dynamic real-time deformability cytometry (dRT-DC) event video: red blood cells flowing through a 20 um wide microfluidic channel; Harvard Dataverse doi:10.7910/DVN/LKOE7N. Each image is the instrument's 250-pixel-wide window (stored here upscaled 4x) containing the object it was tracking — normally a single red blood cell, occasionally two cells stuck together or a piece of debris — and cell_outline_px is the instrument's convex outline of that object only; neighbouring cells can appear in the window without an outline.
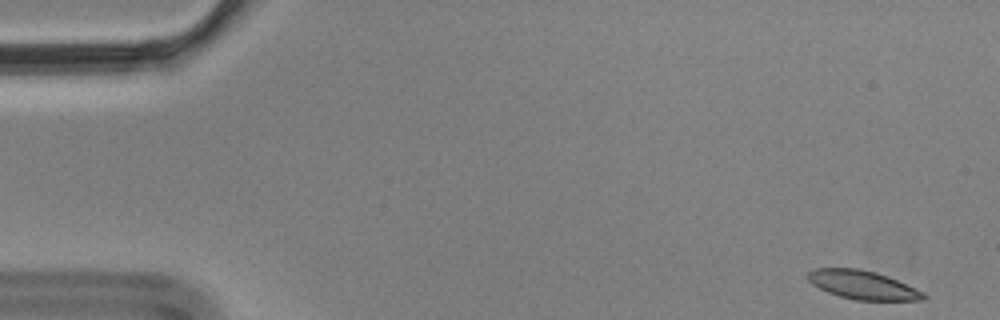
{"species": "Egyptian fruit bat (a non-hibernating species)", "species_latin": "Rousettus aegyptiacus", "temperature_condition": "cold", "stored_images_in_passage": 5, "camera_frame_rate_fps": 3000, "um_per_image_px": 0.085, "animal": {"sex": "male"}, "frame": {"image": 1, "passage_image": 1, "time_ms": 0.0, "image_size_px": [1000, 320], "cell_outline_px": [[928, 296], [924, 300], [856, 300], [840, 296], [828, 292], [812, 284], [808, 280], [808, 272], [816, 268], [860, 268], [876, 272], [888, 276], [916, 288], [924, 292]], "centroid_in_image_um": [73.36, 24.21], "position_along_channel_um": 11.6, "area_um2": 19.31}}
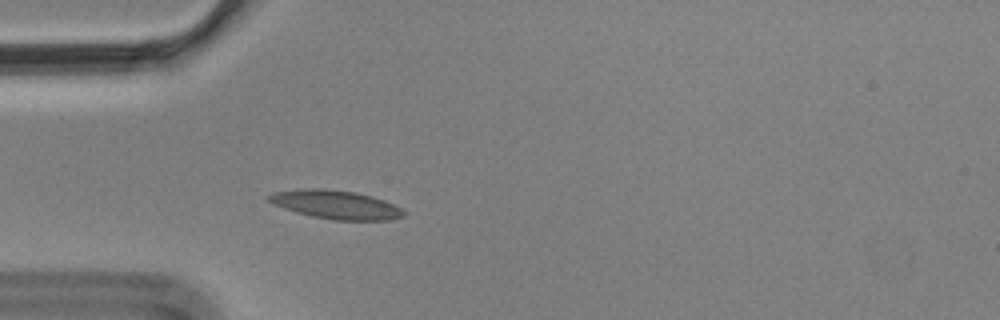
{"frame": {"image": 2, "passage_image": 5, "time_ms": 1.333, "image_size_px": [1000, 320], "cell_outline_px": [[404, 216], [388, 220], [332, 220], [312, 216], [296, 212], [272, 204], [268, 200], [268, 196], [272, 192], [300, 188], [324, 188], [356, 192], [372, 196], [384, 200], [400, 208], [404, 212]], "centroid_in_image_um": [28.5, 17.38], "position_along_channel_um": 56.5, "area_um2": 22.54}}